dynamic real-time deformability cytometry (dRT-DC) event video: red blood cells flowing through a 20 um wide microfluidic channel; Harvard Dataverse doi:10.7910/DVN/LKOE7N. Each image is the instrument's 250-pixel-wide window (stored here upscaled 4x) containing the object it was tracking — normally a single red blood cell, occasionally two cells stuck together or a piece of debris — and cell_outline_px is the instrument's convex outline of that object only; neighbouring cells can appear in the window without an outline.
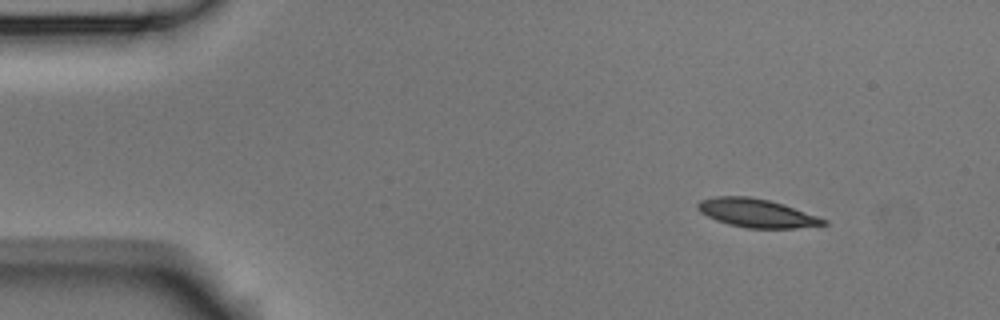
{"species": "Egyptian fruit bat (a non-hibernating species)", "species_latin": "Rousettus aegyptiacus", "temperature_condition": "room temperature", "stored_images_in_passage": 7, "camera_frame_rate_fps": 3000, "um_per_image_px": 0.085, "animal": {"sex": "male"}, "frame": {"image": 1, "passage_image": 1, "time_ms": 0.0, "image_size_px": [1000, 320], "cell_outline_px": [[828, 224], [796, 228], [748, 228], [728, 224], [716, 220], [700, 212], [696, 208], [696, 204], [700, 200], [716, 196], [748, 196], [768, 200], [784, 204], [828, 220]], "centroid_in_image_um": [64.3, 18.11], "position_along_channel_um": 20.7, "area_um2": 20.87}}
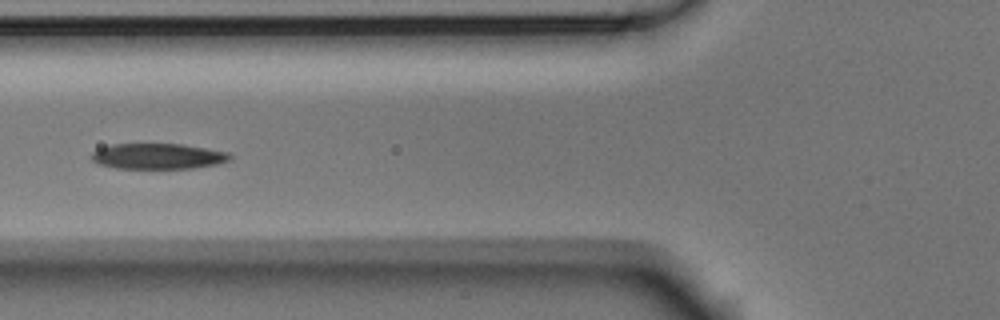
{"frame": {"image": 2, "passage_image": 5, "time_ms": 1.333, "image_size_px": [1000, 320], "cell_outline_px": [[232, 160], [216, 164], [192, 168], [116, 168], [100, 164], [92, 160], [92, 152], [100, 148], [112, 144], [180, 144], [228, 152], [232, 156]], "centroid_in_image_um": [13.44, 13.28], "position_along_channel_um": 112.4, "area_um2": 20.46}}
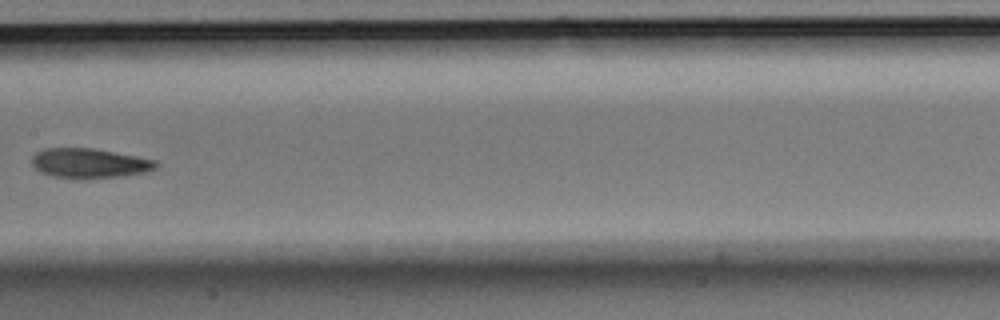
{"frame": {"image": 3, "passage_image": 7, "time_ms": 2.0, "image_size_px": [1000, 320], "cell_outline_px": [[160, 164], [156, 168], [148, 172], [120, 176], [52, 176], [40, 172], [32, 164], [32, 156], [36, 152], [44, 148], [92, 148], [160, 160]], "centroid_in_image_um": [7.67, 13.83], "position_along_channel_um": 199.7, "area_um2": 20.98}}